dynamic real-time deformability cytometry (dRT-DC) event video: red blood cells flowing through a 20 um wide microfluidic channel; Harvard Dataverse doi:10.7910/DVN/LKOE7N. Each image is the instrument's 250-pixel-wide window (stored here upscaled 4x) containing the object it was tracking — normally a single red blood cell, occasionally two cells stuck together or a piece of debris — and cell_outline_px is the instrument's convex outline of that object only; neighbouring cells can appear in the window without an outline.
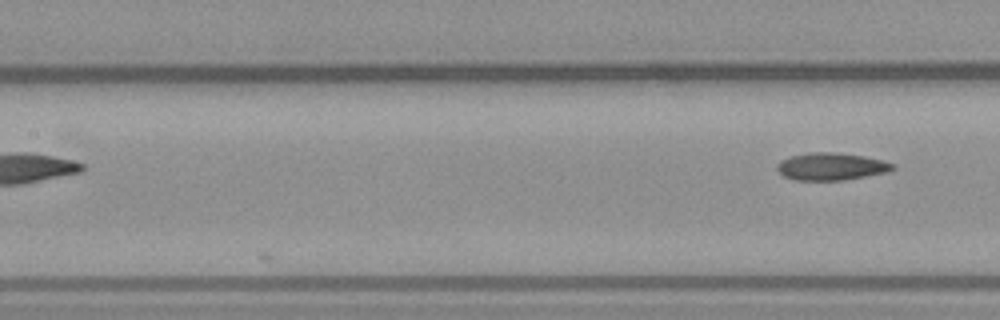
{"species": "common noctule bat (a hibernating species)", "species_latin": "Nyctalus noctula", "temperature_condition": "warm", "stored_images_in_passage": 5, "segment_of_instrument_passage": [2, 2], "camera_frame_rate_fps": 3000, "um_per_image_px": 0.085, "animal": {"sex": "male", "body_mass_g": 23.1, "forearm_length_mm": 52.7}, "frame": {"image": 1, "passage_image": 5, "time_ms": 5.667, "image_size_px": [1000, 320], "cell_outline_px": [[896, 168], [888, 172], [844, 180], [792, 180], [784, 176], [776, 168], [776, 164], [780, 160], [788, 156], [808, 152], [832, 152], [864, 156], [884, 160], [896, 164]], "centroid_in_image_um": [70.65, 14.14], "position_along_channel_um": 136.7, "area_um2": 18.73}}